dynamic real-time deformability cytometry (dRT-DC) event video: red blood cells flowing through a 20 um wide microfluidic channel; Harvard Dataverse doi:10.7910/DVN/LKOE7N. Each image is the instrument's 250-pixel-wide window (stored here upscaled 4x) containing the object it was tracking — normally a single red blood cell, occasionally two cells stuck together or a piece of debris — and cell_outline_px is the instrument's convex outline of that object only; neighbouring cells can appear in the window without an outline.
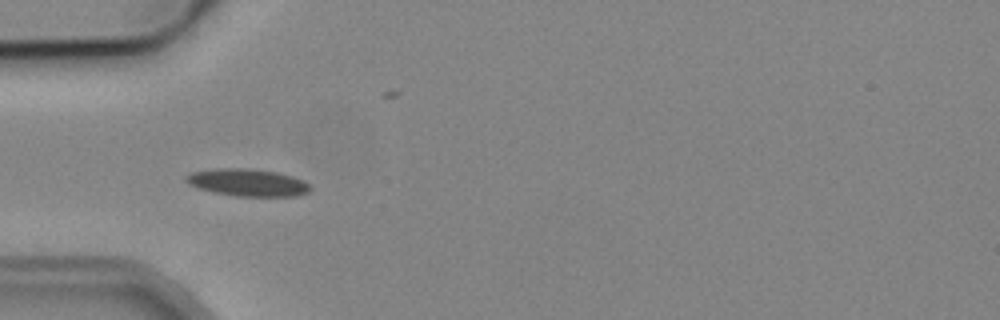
{"species": "common noctule bat (a hibernating species)", "species_latin": "Nyctalus noctula", "temperature_condition": "cold", "stored_images_in_passage": 5, "camera_frame_rate_fps": 3000, "um_per_image_px": 0.085, "animal": {"sex": "male", "body_mass_g": 19.2, "forearm_length_mm": 51.8}, "frame": {"image": 1, "passage_image": 4, "time_ms": 4.333, "image_size_px": [1000, 320], "cell_outline_px": [[312, 188], [308, 192], [300, 196], [236, 196], [216, 192], [200, 188], [188, 184], [184, 180], [184, 176], [192, 172], [216, 168], [248, 168], [276, 172], [292, 176], [304, 180]], "centroid_in_image_um": [21.06, 15.51], "position_along_channel_um": 63.9, "area_um2": 19.77}}